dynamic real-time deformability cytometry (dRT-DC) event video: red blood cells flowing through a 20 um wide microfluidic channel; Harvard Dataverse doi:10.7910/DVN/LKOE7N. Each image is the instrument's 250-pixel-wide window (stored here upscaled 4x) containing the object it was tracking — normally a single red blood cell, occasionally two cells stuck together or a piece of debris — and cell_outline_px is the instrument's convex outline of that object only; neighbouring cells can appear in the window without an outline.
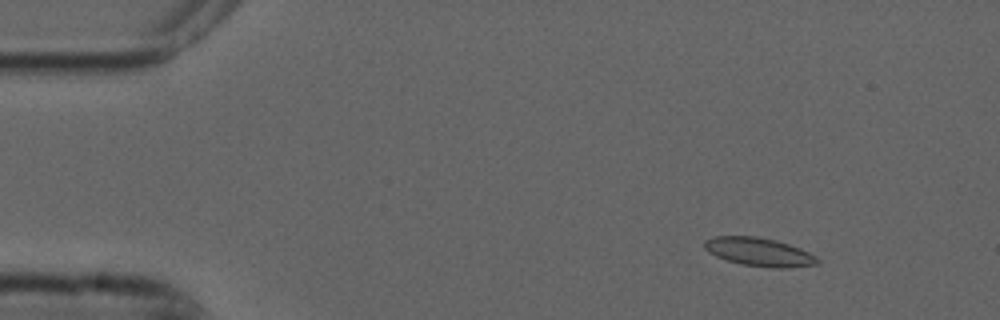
{"species": "common noctule bat (a hibernating species)", "species_latin": "Nyctalus noctula", "temperature_condition": "cold", "stored_images_in_passage": 5, "camera_frame_rate_fps": 3000, "um_per_image_px": 0.085, "animal": {"sex": "male", "forearm_length_mm": 52.5}, "frame": {"image": 1, "passage_image": 2, "time_ms": 0.333, "image_size_px": [1000, 320], "cell_outline_px": [[820, 264], [788, 268], [772, 268], [740, 264], [716, 256], [708, 252], [704, 248], [704, 240], [716, 236], [756, 236], [776, 240], [800, 248], [816, 256], [820, 260]], "centroid_in_image_um": [64.54, 21.42], "position_along_channel_um": 20.5, "area_um2": 18.84}}
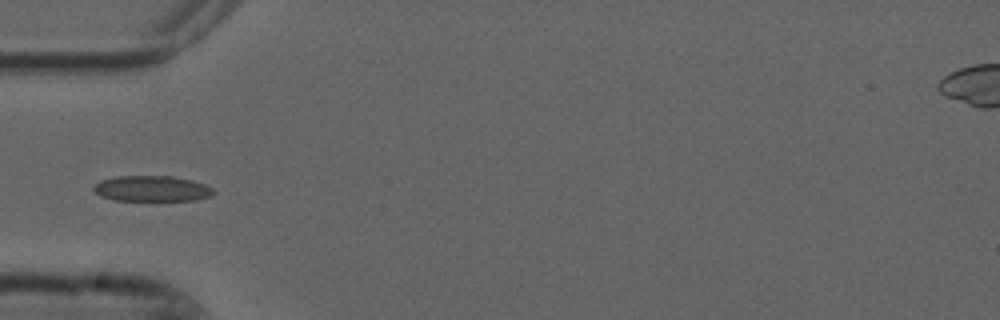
{"frame": {"image": 2, "passage_image": 5, "time_ms": 1.333, "image_size_px": [1000, 320], "cell_outline_px": [[216, 192], [212, 196], [196, 200], [116, 200], [100, 196], [92, 188], [100, 180], [116, 176], [172, 176], [192, 180], [204, 184], [212, 188]], "centroid_in_image_um": [12.93, 16.03], "position_along_channel_um": 72.1, "area_um2": 17.92}}